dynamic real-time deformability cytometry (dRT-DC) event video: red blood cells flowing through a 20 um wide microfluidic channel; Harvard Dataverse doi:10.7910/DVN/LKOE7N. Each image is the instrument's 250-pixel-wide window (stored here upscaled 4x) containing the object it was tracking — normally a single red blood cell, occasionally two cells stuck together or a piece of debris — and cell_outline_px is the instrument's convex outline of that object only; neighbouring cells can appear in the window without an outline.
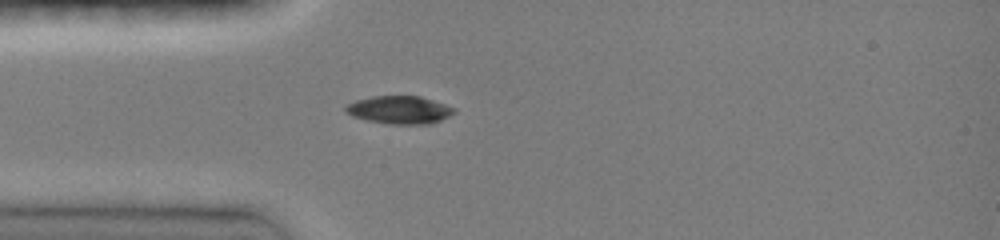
{"species": "common noctule bat (a hibernating species)", "species_latin": "Nyctalus noctula", "temperature_condition": "room temperature", "stored_images_in_passage": 46, "camera_frame_rate_fps": 3000, "um_per_image_px": 0.085, "animal": {"sex": "female", "body_mass_g": 19.0, "forearm_length_mm": 51.5}, "frame": {"image": 1, "passage_image": 12, "time_ms": 3.667, "image_size_px": [1000, 240], "cell_outline_px": [[456, 112], [440, 120], [428, 124], [392, 124], [368, 120], [352, 116], [344, 112], [344, 108], [348, 104], [356, 100], [372, 96], [420, 96], [456, 108]], "centroid_in_image_um": [33.94, 9.33], "position_along_channel_um": 51.1, "area_um2": 17.51}}
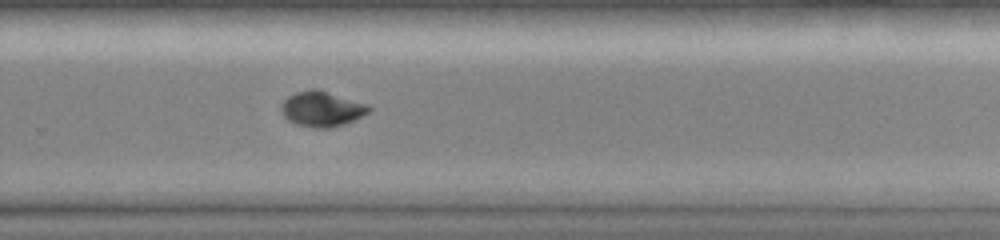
{"frame": {"image": 2, "passage_image": 31, "time_ms": 10.0, "image_size_px": [1000, 240], "cell_outline_px": [[372, 108], [368, 112], [356, 120], [344, 124], [328, 128], [312, 128], [296, 124], [288, 120], [284, 116], [280, 108], [280, 104], [288, 96], [296, 92], [312, 88], [316, 88], [368, 104]], "centroid_in_image_um": [27.35, 9.26], "position_along_channel_um": 302.5, "area_um2": 18.15}}
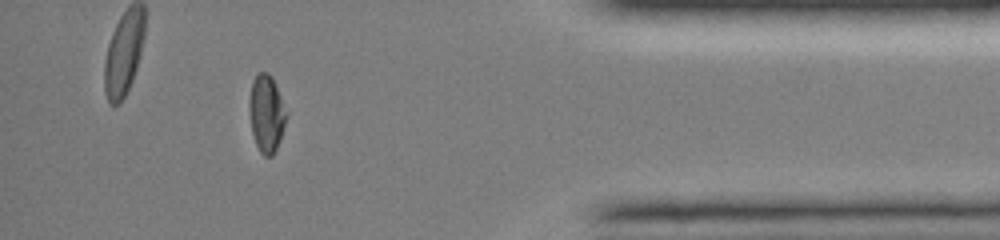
{"frame": {"image": 3, "passage_image": 41, "time_ms": 13.333, "image_size_px": [1000, 240], "cell_outline_px": [[288, 116], [276, 148], [272, 156], [264, 156], [260, 152], [256, 144], [252, 132], [248, 108], [248, 100], [252, 80], [256, 72], [268, 72], [272, 76], [276, 84], [288, 112]], "centroid_in_image_um": [22.64, 9.59], "position_along_channel_um": 412.6, "area_um2": 17.05}, "authors_computed_cell_mechanics": {"area_um2": 17.6001, "velocity_mm_per_s": 4.0534, "shape_relaxation_time_tau1_ms": 6.1351, "shape_relaxation_time_tau2_ms": 3.7677, "deformation_change_tau1": 0.2101, "deformation_change_tau2": 0.0438}}